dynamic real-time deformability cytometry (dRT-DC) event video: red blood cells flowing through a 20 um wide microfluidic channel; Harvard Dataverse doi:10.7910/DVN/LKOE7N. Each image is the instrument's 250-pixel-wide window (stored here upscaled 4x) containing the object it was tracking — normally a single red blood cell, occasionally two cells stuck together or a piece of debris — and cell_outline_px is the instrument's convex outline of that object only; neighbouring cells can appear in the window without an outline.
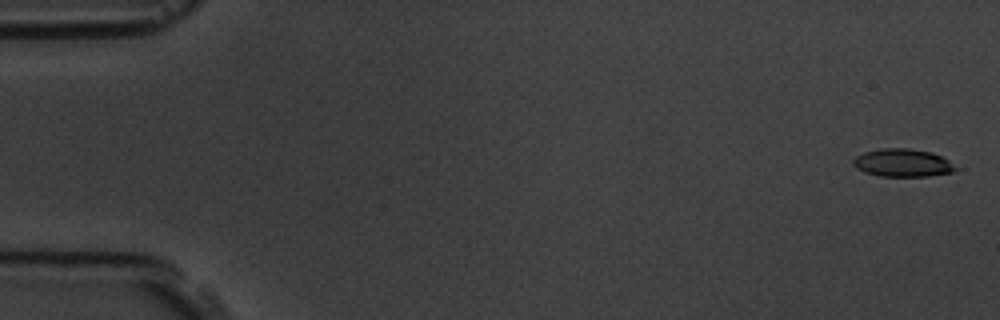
{"species": "common noctule bat (a hibernating species)", "species_latin": "Nyctalus noctula", "temperature_condition": "room temperature", "stored_images_in_passage": 6, "camera_frame_rate_fps": 3000, "um_per_image_px": 0.085, "animal": {"sex": "male", "body_mass_g": 19.5, "forearm_length_mm": 54.6}, "frame": {"image": 1, "passage_image": 1, "time_ms": 0.0, "image_size_px": [1000, 320], "cell_outline_px": [[960, 168], [952, 172], [928, 176], [880, 176], [864, 172], [856, 168], [852, 164], [852, 160], [856, 156], [864, 152], [880, 148], [908, 148], [932, 152], [948, 160]], "centroid_in_image_um": [76.72, 13.84], "position_along_channel_um": 8.3, "area_um2": 16.76}}
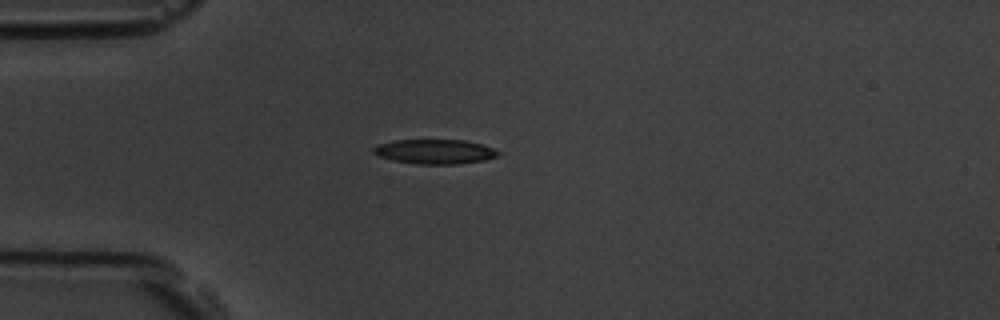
{"frame": {"image": 2, "passage_image": 5, "time_ms": 4.667, "image_size_px": [1000, 320], "cell_outline_px": [[500, 152], [496, 156], [484, 160], [460, 164], [416, 164], [392, 160], [376, 156], [372, 152], [372, 148], [376, 144], [392, 140], [464, 140], [484, 144]], "centroid_in_image_um": [36.9, 12.88], "position_along_channel_um": 48.1, "area_um2": 18.09}}